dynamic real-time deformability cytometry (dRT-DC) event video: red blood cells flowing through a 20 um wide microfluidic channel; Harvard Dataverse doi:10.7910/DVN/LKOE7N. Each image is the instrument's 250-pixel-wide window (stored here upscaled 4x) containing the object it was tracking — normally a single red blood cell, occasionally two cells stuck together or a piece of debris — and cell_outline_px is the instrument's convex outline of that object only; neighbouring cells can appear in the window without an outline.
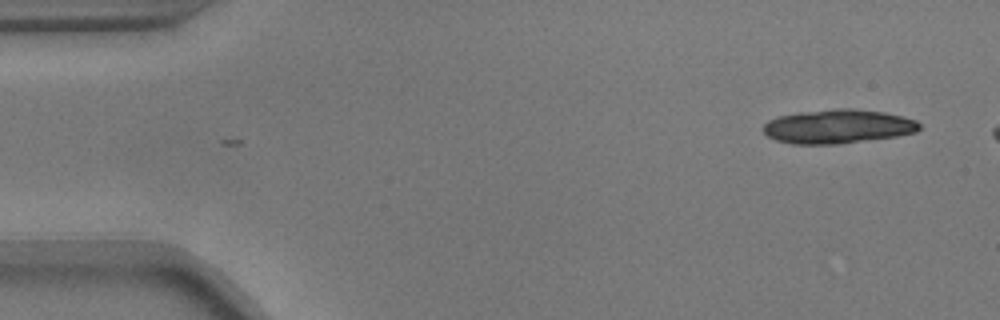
{"species": "common noctule bat (a hibernating species)", "species_latin": "Nyctalus noctula", "temperature_condition": "warm", "stored_images_in_passage": 2, "camera_frame_rate_fps": 3000, "um_per_image_px": 0.085, "animal": {"sex": "male", "body_mass_g": 17.9}, "frame": {"image": 1, "passage_image": 2, "time_ms": 0.333, "image_size_px": [1000, 320], "cell_outline_px": [[920, 128], [916, 132], [896, 136], [840, 144], [792, 144], [776, 140], [768, 136], [760, 128], [768, 120], [780, 116], [800, 112], [836, 108], [852, 108], [884, 112], [916, 120], [920, 124]], "centroid_in_image_um": [71.2, 10.75], "position_along_channel_um": 13.8, "area_um2": 30.98}}